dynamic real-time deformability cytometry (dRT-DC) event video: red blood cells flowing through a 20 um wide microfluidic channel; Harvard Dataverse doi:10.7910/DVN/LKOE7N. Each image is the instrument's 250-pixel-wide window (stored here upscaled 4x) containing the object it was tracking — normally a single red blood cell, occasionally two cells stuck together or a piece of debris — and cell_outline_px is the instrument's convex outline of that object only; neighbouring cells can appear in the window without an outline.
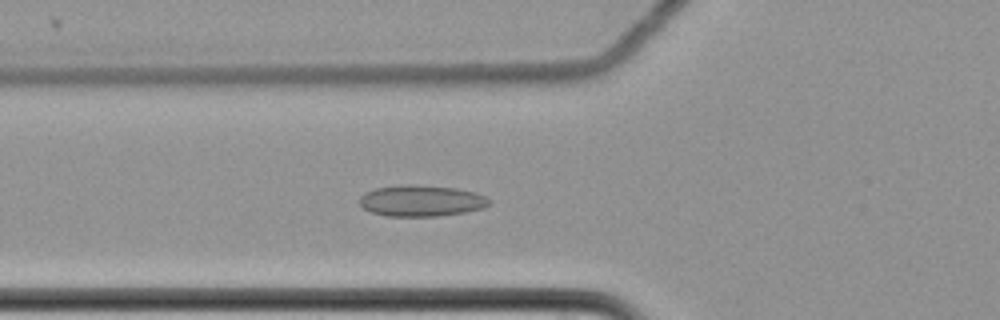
{"species": "common noctule bat (a hibernating species)", "species_latin": "Nyctalus noctula", "temperature_condition": "cold", "stored_images_in_passage": 7, "camera_frame_rate_fps": 3000, "um_per_image_px": 0.085, "animal": {"sex": "female", "body_mass_g": 22.7, "forearm_length_mm": 54.2}, "frame": {"image": 1, "passage_image": 7, "time_ms": 2.0, "image_size_px": [1000, 320], "cell_outline_px": [[488, 204], [480, 208], [464, 212], [440, 216], [388, 216], [372, 212], [364, 208], [360, 204], [360, 196], [364, 192], [376, 188], [400, 184], [416, 184], [456, 188], [476, 192], [484, 196], [488, 200]], "centroid_in_image_um": [35.76, 17.05], "position_along_channel_um": 90.0, "area_um2": 23.52}}